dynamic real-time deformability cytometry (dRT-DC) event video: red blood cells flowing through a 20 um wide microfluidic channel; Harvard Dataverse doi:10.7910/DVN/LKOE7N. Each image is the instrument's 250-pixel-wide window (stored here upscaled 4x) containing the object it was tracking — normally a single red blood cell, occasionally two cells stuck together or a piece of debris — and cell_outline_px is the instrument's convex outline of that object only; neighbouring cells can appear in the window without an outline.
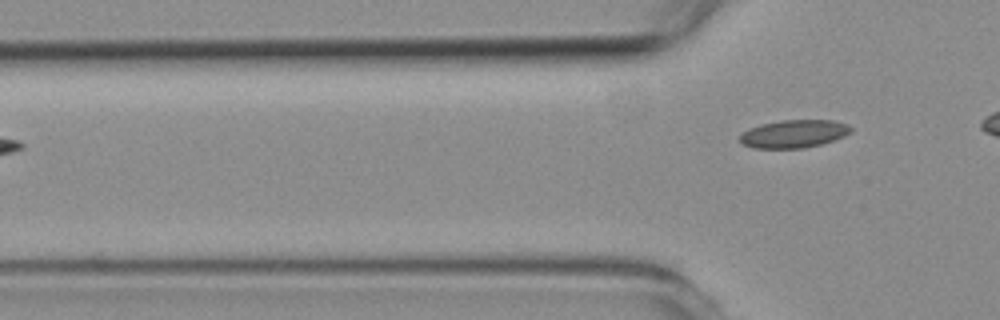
{"species": "common noctule bat (a hibernating species)", "species_latin": "Nyctalus noctula", "temperature_condition": "room temperature", "stored_images_in_passage": 2, "camera_frame_rate_fps": 3000, "um_per_image_px": 0.085, "animal": {"sex": "female", "body_mass_g": 19.3, "forearm_length_mm": 54.1}, "frame": {"image": 1, "passage_image": 2, "time_ms": 1.333, "image_size_px": [1000, 320], "cell_outline_px": [[852, 132], [844, 136], [820, 144], [804, 148], [752, 148], [744, 144], [740, 140], [740, 136], [748, 128], [760, 124], [780, 120], [832, 120], [844, 124], [852, 128]], "centroid_in_image_um": [67.46, 11.37], "position_along_channel_um": 58.3, "area_um2": 17.92}}